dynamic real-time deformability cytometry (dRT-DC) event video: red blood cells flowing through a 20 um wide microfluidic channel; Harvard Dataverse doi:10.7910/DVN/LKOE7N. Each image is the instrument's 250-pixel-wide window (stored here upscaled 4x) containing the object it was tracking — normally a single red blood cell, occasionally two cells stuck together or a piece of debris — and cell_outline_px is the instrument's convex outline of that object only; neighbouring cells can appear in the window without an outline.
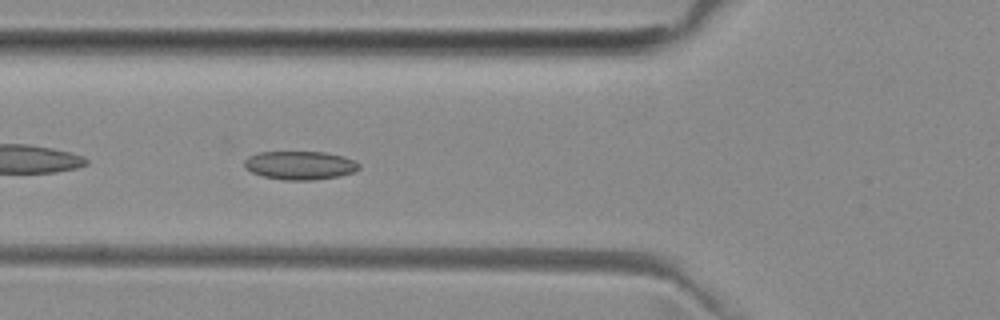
{"species": "common noctule bat (a hibernating species)", "species_latin": "Nyctalus noctula", "temperature_condition": "room temperature", "stored_images_in_passage": 38, "camera_frame_rate_fps": 3000, "um_per_image_px": 0.085, "animal": {"sex": "female", "body_mass_g": 29.2, "forearm_length_mm": 56.3}, "frame": {"image": 1, "passage_image": 5, "time_ms": 1.333, "image_size_px": [1000, 320], "cell_outline_px": [[360, 168], [352, 172], [340, 176], [312, 180], [284, 180], [264, 176], [252, 172], [244, 168], [244, 160], [248, 156], [256, 152], [324, 152], [344, 156], [356, 160], [360, 164]], "centroid_in_image_um": [25.5, 14.04], "position_along_channel_um": 100.3, "area_um2": 19.19}}
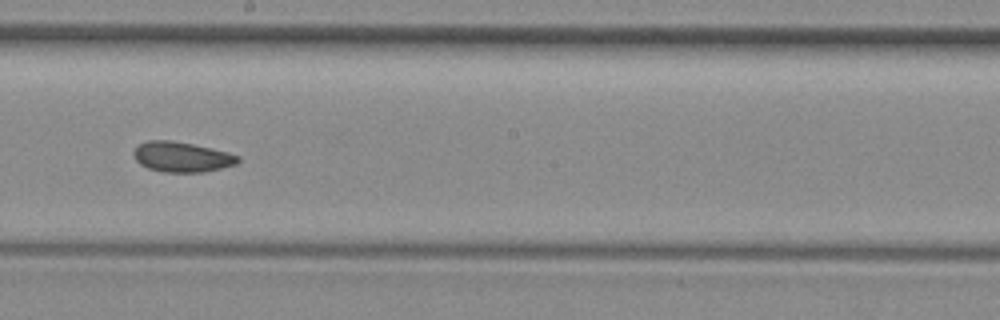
{"frame": {"image": 2, "passage_image": 15, "time_ms": 4.667, "image_size_px": [1000, 320], "cell_outline_px": [[240, 160], [236, 164], [204, 172], [164, 172], [148, 168], [140, 164], [132, 156], [132, 152], [140, 144], [148, 140], [172, 140], [212, 148], [228, 152], [240, 156]], "centroid_in_image_um": [15.45, 13.33], "position_along_channel_um": 232.8, "area_um2": 18.38}}
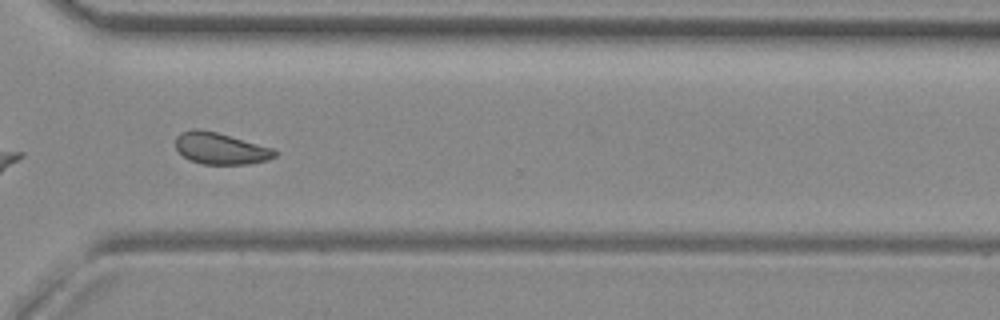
{"frame": {"image": 3, "passage_image": 24, "time_ms": 7.667, "image_size_px": [1000, 320], "cell_outline_px": [[276, 156], [268, 160], [248, 164], [204, 164], [188, 160], [176, 148], [176, 136], [180, 132], [192, 128], [196, 128], [216, 132], [272, 148], [276, 152]], "centroid_in_image_um": [18.71, 12.62], "position_along_channel_um": 351.9, "area_um2": 18.15}, "authors_computed_cell_mechanics": {"area_um2": 18.3804, "velocity_mm_per_s": 3.9745, "shape_relaxation_time_tau1_ms": null, "shape_relaxation_time_tau2_ms": 3.7181, "deformation_change_tau1": null, "deformation_change_tau2": 0.0825}}